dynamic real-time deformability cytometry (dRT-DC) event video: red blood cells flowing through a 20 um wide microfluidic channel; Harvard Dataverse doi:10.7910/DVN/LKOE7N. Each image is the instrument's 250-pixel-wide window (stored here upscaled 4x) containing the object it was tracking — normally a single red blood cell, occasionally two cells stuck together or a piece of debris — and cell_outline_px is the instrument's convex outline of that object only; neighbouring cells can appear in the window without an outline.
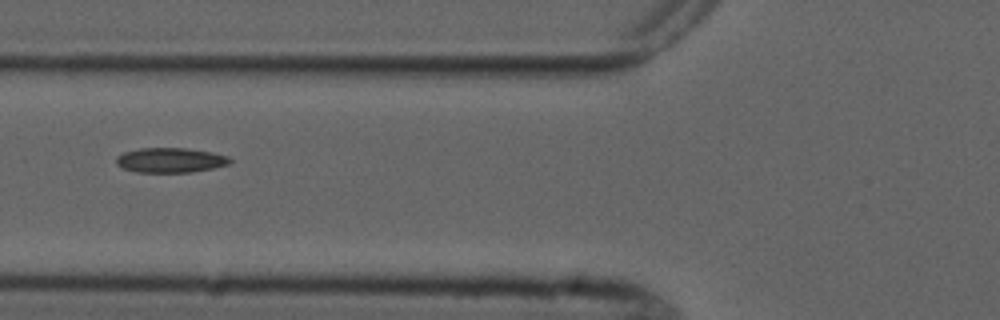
{"species": "common noctule bat (a hibernating species)", "species_latin": "Nyctalus noctula", "temperature_condition": "cold", "stored_images_in_passage": 3, "camera_frame_rate_fps": 3000, "um_per_image_px": 0.085, "animal": {"sex": "male", "forearm_length_mm": 52.5}, "frame": {"image": 1, "passage_image": 2, "time_ms": 1.0, "image_size_px": [1000, 320], "cell_outline_px": [[232, 164], [192, 172], [136, 172], [124, 168], [116, 164], [116, 156], [124, 152], [140, 148], [184, 148], [212, 152], [228, 156], [232, 160]], "centroid_in_image_um": [14.5, 13.61], "position_along_channel_um": 111.3, "area_um2": 16.47}}
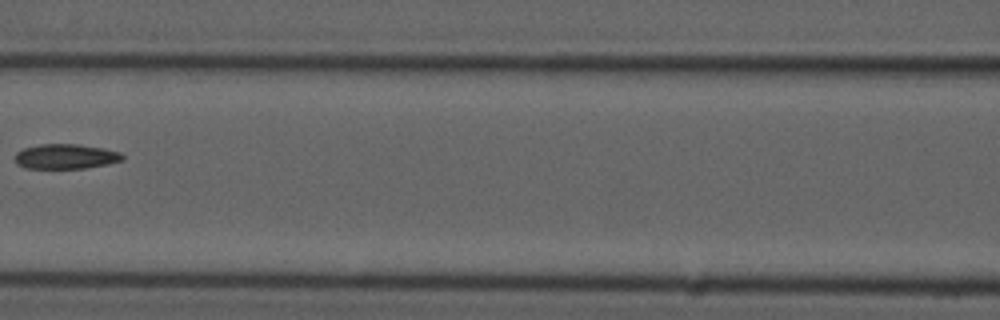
{"frame": {"image": 2, "passage_image": 3, "time_ms": 2.333, "image_size_px": [1000, 320], "cell_outline_px": [[124, 160], [108, 164], [84, 168], [24, 168], [16, 164], [16, 152], [24, 148], [40, 144], [76, 144], [104, 148], [120, 152], [124, 156]], "centroid_in_image_um": [5.6, 13.3], "position_along_channel_um": 161.0, "area_um2": 15.61}}